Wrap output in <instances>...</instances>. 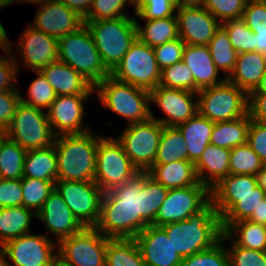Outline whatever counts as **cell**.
I'll return each mask as SVG.
<instances>
[{
  "label": "cell",
  "instance_id": "cell-1",
  "mask_svg": "<svg viewBox=\"0 0 266 266\" xmlns=\"http://www.w3.org/2000/svg\"><path fill=\"white\" fill-rule=\"evenodd\" d=\"M168 189L147 172L103 194L95 228L111 239H134L156 218Z\"/></svg>",
  "mask_w": 266,
  "mask_h": 266
},
{
  "label": "cell",
  "instance_id": "cell-2",
  "mask_svg": "<svg viewBox=\"0 0 266 266\" xmlns=\"http://www.w3.org/2000/svg\"><path fill=\"white\" fill-rule=\"evenodd\" d=\"M162 228L182 258L213 247L223 234L221 218L212 201L186 220L169 223Z\"/></svg>",
  "mask_w": 266,
  "mask_h": 266
},
{
  "label": "cell",
  "instance_id": "cell-3",
  "mask_svg": "<svg viewBox=\"0 0 266 266\" xmlns=\"http://www.w3.org/2000/svg\"><path fill=\"white\" fill-rule=\"evenodd\" d=\"M93 131L56 136L57 181H94L98 140Z\"/></svg>",
  "mask_w": 266,
  "mask_h": 266
},
{
  "label": "cell",
  "instance_id": "cell-4",
  "mask_svg": "<svg viewBox=\"0 0 266 266\" xmlns=\"http://www.w3.org/2000/svg\"><path fill=\"white\" fill-rule=\"evenodd\" d=\"M101 60L111 73L137 40V20L133 17L84 21Z\"/></svg>",
  "mask_w": 266,
  "mask_h": 266
},
{
  "label": "cell",
  "instance_id": "cell-5",
  "mask_svg": "<svg viewBox=\"0 0 266 266\" xmlns=\"http://www.w3.org/2000/svg\"><path fill=\"white\" fill-rule=\"evenodd\" d=\"M58 61L71 66L94 86L110 76L86 24L58 39Z\"/></svg>",
  "mask_w": 266,
  "mask_h": 266
},
{
  "label": "cell",
  "instance_id": "cell-6",
  "mask_svg": "<svg viewBox=\"0 0 266 266\" xmlns=\"http://www.w3.org/2000/svg\"><path fill=\"white\" fill-rule=\"evenodd\" d=\"M100 103L113 113L128 119V124L148 120L150 116V92L120 82L112 76L95 86Z\"/></svg>",
  "mask_w": 266,
  "mask_h": 266
},
{
  "label": "cell",
  "instance_id": "cell-7",
  "mask_svg": "<svg viewBox=\"0 0 266 266\" xmlns=\"http://www.w3.org/2000/svg\"><path fill=\"white\" fill-rule=\"evenodd\" d=\"M198 113L211 122L235 120L248 113V95L227 79L197 92Z\"/></svg>",
  "mask_w": 266,
  "mask_h": 266
},
{
  "label": "cell",
  "instance_id": "cell-8",
  "mask_svg": "<svg viewBox=\"0 0 266 266\" xmlns=\"http://www.w3.org/2000/svg\"><path fill=\"white\" fill-rule=\"evenodd\" d=\"M139 172L116 138L101 136L96 151L94 182L104 193L128 182Z\"/></svg>",
  "mask_w": 266,
  "mask_h": 266
},
{
  "label": "cell",
  "instance_id": "cell-9",
  "mask_svg": "<svg viewBox=\"0 0 266 266\" xmlns=\"http://www.w3.org/2000/svg\"><path fill=\"white\" fill-rule=\"evenodd\" d=\"M6 131L8 139L18 143L26 151L52 146L56 138L47 112L21 101Z\"/></svg>",
  "mask_w": 266,
  "mask_h": 266
},
{
  "label": "cell",
  "instance_id": "cell-10",
  "mask_svg": "<svg viewBox=\"0 0 266 266\" xmlns=\"http://www.w3.org/2000/svg\"><path fill=\"white\" fill-rule=\"evenodd\" d=\"M110 76L120 82L152 91L161 79L154 49L137 38Z\"/></svg>",
  "mask_w": 266,
  "mask_h": 266
},
{
  "label": "cell",
  "instance_id": "cell-11",
  "mask_svg": "<svg viewBox=\"0 0 266 266\" xmlns=\"http://www.w3.org/2000/svg\"><path fill=\"white\" fill-rule=\"evenodd\" d=\"M163 125L153 118L128 124L116 138L124 152L140 172H147L154 164Z\"/></svg>",
  "mask_w": 266,
  "mask_h": 266
},
{
  "label": "cell",
  "instance_id": "cell-12",
  "mask_svg": "<svg viewBox=\"0 0 266 266\" xmlns=\"http://www.w3.org/2000/svg\"><path fill=\"white\" fill-rule=\"evenodd\" d=\"M54 188L83 227L96 226L104 192L94 181L61 180Z\"/></svg>",
  "mask_w": 266,
  "mask_h": 266
},
{
  "label": "cell",
  "instance_id": "cell-13",
  "mask_svg": "<svg viewBox=\"0 0 266 266\" xmlns=\"http://www.w3.org/2000/svg\"><path fill=\"white\" fill-rule=\"evenodd\" d=\"M210 201L211 190L200 182L192 186L169 189L151 225L162 227L186 220L190 215L202 210Z\"/></svg>",
  "mask_w": 266,
  "mask_h": 266
},
{
  "label": "cell",
  "instance_id": "cell-14",
  "mask_svg": "<svg viewBox=\"0 0 266 266\" xmlns=\"http://www.w3.org/2000/svg\"><path fill=\"white\" fill-rule=\"evenodd\" d=\"M110 239L95 227H84L79 233L57 242V253L73 266H106V248Z\"/></svg>",
  "mask_w": 266,
  "mask_h": 266
},
{
  "label": "cell",
  "instance_id": "cell-15",
  "mask_svg": "<svg viewBox=\"0 0 266 266\" xmlns=\"http://www.w3.org/2000/svg\"><path fill=\"white\" fill-rule=\"evenodd\" d=\"M196 95L197 92L158 85L150 91V103L158 105L166 116L156 119L152 111L150 116L163 126L176 127L198 113Z\"/></svg>",
  "mask_w": 266,
  "mask_h": 266
},
{
  "label": "cell",
  "instance_id": "cell-16",
  "mask_svg": "<svg viewBox=\"0 0 266 266\" xmlns=\"http://www.w3.org/2000/svg\"><path fill=\"white\" fill-rule=\"evenodd\" d=\"M31 3L41 6L30 25L57 39L77 31L85 24L84 18L60 0H32Z\"/></svg>",
  "mask_w": 266,
  "mask_h": 266
},
{
  "label": "cell",
  "instance_id": "cell-17",
  "mask_svg": "<svg viewBox=\"0 0 266 266\" xmlns=\"http://www.w3.org/2000/svg\"><path fill=\"white\" fill-rule=\"evenodd\" d=\"M56 245L46 235L28 233L3 246L6 256L13 263H9V266H49L52 257L57 253Z\"/></svg>",
  "mask_w": 266,
  "mask_h": 266
},
{
  "label": "cell",
  "instance_id": "cell-18",
  "mask_svg": "<svg viewBox=\"0 0 266 266\" xmlns=\"http://www.w3.org/2000/svg\"><path fill=\"white\" fill-rule=\"evenodd\" d=\"M91 95H58L47 111L48 120L56 136L80 134L91 130L83 124V101Z\"/></svg>",
  "mask_w": 266,
  "mask_h": 266
},
{
  "label": "cell",
  "instance_id": "cell-19",
  "mask_svg": "<svg viewBox=\"0 0 266 266\" xmlns=\"http://www.w3.org/2000/svg\"><path fill=\"white\" fill-rule=\"evenodd\" d=\"M18 40L22 64L34 71H40L50 63L58 61V39L28 25Z\"/></svg>",
  "mask_w": 266,
  "mask_h": 266
},
{
  "label": "cell",
  "instance_id": "cell-20",
  "mask_svg": "<svg viewBox=\"0 0 266 266\" xmlns=\"http://www.w3.org/2000/svg\"><path fill=\"white\" fill-rule=\"evenodd\" d=\"M145 266H181L183 258L162 228L148 225L135 238Z\"/></svg>",
  "mask_w": 266,
  "mask_h": 266
},
{
  "label": "cell",
  "instance_id": "cell-21",
  "mask_svg": "<svg viewBox=\"0 0 266 266\" xmlns=\"http://www.w3.org/2000/svg\"><path fill=\"white\" fill-rule=\"evenodd\" d=\"M179 37L186 45L207 46L220 22L204 7L176 8Z\"/></svg>",
  "mask_w": 266,
  "mask_h": 266
},
{
  "label": "cell",
  "instance_id": "cell-22",
  "mask_svg": "<svg viewBox=\"0 0 266 266\" xmlns=\"http://www.w3.org/2000/svg\"><path fill=\"white\" fill-rule=\"evenodd\" d=\"M37 217L44 222L45 228L56 235L58 242L84 228L55 188L44 201L41 210L36 214Z\"/></svg>",
  "mask_w": 266,
  "mask_h": 266
},
{
  "label": "cell",
  "instance_id": "cell-23",
  "mask_svg": "<svg viewBox=\"0 0 266 266\" xmlns=\"http://www.w3.org/2000/svg\"><path fill=\"white\" fill-rule=\"evenodd\" d=\"M264 198L266 193L258 185L244 196H211L223 232L234 222L248 220Z\"/></svg>",
  "mask_w": 266,
  "mask_h": 266
},
{
  "label": "cell",
  "instance_id": "cell-24",
  "mask_svg": "<svg viewBox=\"0 0 266 266\" xmlns=\"http://www.w3.org/2000/svg\"><path fill=\"white\" fill-rule=\"evenodd\" d=\"M40 72L52 85L56 95H92L95 86L71 66L56 61Z\"/></svg>",
  "mask_w": 266,
  "mask_h": 266
},
{
  "label": "cell",
  "instance_id": "cell-25",
  "mask_svg": "<svg viewBox=\"0 0 266 266\" xmlns=\"http://www.w3.org/2000/svg\"><path fill=\"white\" fill-rule=\"evenodd\" d=\"M182 61L191 69L194 77V92L221 84L224 76L218 80L219 70L215 66L208 46L186 45Z\"/></svg>",
  "mask_w": 266,
  "mask_h": 266
},
{
  "label": "cell",
  "instance_id": "cell-26",
  "mask_svg": "<svg viewBox=\"0 0 266 266\" xmlns=\"http://www.w3.org/2000/svg\"><path fill=\"white\" fill-rule=\"evenodd\" d=\"M231 149L209 144L195 163L197 179L210 190L229 175ZM207 173L206 176L204 175ZM208 175V176H207Z\"/></svg>",
  "mask_w": 266,
  "mask_h": 266
},
{
  "label": "cell",
  "instance_id": "cell-27",
  "mask_svg": "<svg viewBox=\"0 0 266 266\" xmlns=\"http://www.w3.org/2000/svg\"><path fill=\"white\" fill-rule=\"evenodd\" d=\"M266 72V57L256 51L239 53L228 78L247 95L254 91Z\"/></svg>",
  "mask_w": 266,
  "mask_h": 266
},
{
  "label": "cell",
  "instance_id": "cell-28",
  "mask_svg": "<svg viewBox=\"0 0 266 266\" xmlns=\"http://www.w3.org/2000/svg\"><path fill=\"white\" fill-rule=\"evenodd\" d=\"M176 127L180 130L185 140L187 160L195 164L201 157L202 152L210 144L214 122H211L206 117L196 113L188 121H185Z\"/></svg>",
  "mask_w": 266,
  "mask_h": 266
},
{
  "label": "cell",
  "instance_id": "cell-29",
  "mask_svg": "<svg viewBox=\"0 0 266 266\" xmlns=\"http://www.w3.org/2000/svg\"><path fill=\"white\" fill-rule=\"evenodd\" d=\"M147 173L168 190L196 185L199 182L195 171V164L189 160L153 165Z\"/></svg>",
  "mask_w": 266,
  "mask_h": 266
},
{
  "label": "cell",
  "instance_id": "cell-30",
  "mask_svg": "<svg viewBox=\"0 0 266 266\" xmlns=\"http://www.w3.org/2000/svg\"><path fill=\"white\" fill-rule=\"evenodd\" d=\"M23 177L57 181V154L55 146L29 150L26 152L23 166Z\"/></svg>",
  "mask_w": 266,
  "mask_h": 266
},
{
  "label": "cell",
  "instance_id": "cell-31",
  "mask_svg": "<svg viewBox=\"0 0 266 266\" xmlns=\"http://www.w3.org/2000/svg\"><path fill=\"white\" fill-rule=\"evenodd\" d=\"M250 123L249 113L235 120L214 122L210 144L226 149L246 144Z\"/></svg>",
  "mask_w": 266,
  "mask_h": 266
},
{
  "label": "cell",
  "instance_id": "cell-32",
  "mask_svg": "<svg viewBox=\"0 0 266 266\" xmlns=\"http://www.w3.org/2000/svg\"><path fill=\"white\" fill-rule=\"evenodd\" d=\"M221 239L244 248L266 251V226L249 220L234 222L223 232Z\"/></svg>",
  "mask_w": 266,
  "mask_h": 266
},
{
  "label": "cell",
  "instance_id": "cell-33",
  "mask_svg": "<svg viewBox=\"0 0 266 266\" xmlns=\"http://www.w3.org/2000/svg\"><path fill=\"white\" fill-rule=\"evenodd\" d=\"M36 214L24 206L0 208V245L30 233V223Z\"/></svg>",
  "mask_w": 266,
  "mask_h": 266
},
{
  "label": "cell",
  "instance_id": "cell-34",
  "mask_svg": "<svg viewBox=\"0 0 266 266\" xmlns=\"http://www.w3.org/2000/svg\"><path fill=\"white\" fill-rule=\"evenodd\" d=\"M144 21H146L145 27L137 22V37L142 43L152 48L179 38L176 14L171 17Z\"/></svg>",
  "mask_w": 266,
  "mask_h": 266
},
{
  "label": "cell",
  "instance_id": "cell-35",
  "mask_svg": "<svg viewBox=\"0 0 266 266\" xmlns=\"http://www.w3.org/2000/svg\"><path fill=\"white\" fill-rule=\"evenodd\" d=\"M187 160V147L180 130L175 126H163L153 165H163Z\"/></svg>",
  "mask_w": 266,
  "mask_h": 266
},
{
  "label": "cell",
  "instance_id": "cell-36",
  "mask_svg": "<svg viewBox=\"0 0 266 266\" xmlns=\"http://www.w3.org/2000/svg\"><path fill=\"white\" fill-rule=\"evenodd\" d=\"M208 49L217 69L227 72L226 78L229 77L235 67L238 53L233 48L227 28L220 23L216 33L208 43Z\"/></svg>",
  "mask_w": 266,
  "mask_h": 266
},
{
  "label": "cell",
  "instance_id": "cell-37",
  "mask_svg": "<svg viewBox=\"0 0 266 266\" xmlns=\"http://www.w3.org/2000/svg\"><path fill=\"white\" fill-rule=\"evenodd\" d=\"M106 266H145L135 239H110L106 248Z\"/></svg>",
  "mask_w": 266,
  "mask_h": 266
},
{
  "label": "cell",
  "instance_id": "cell-38",
  "mask_svg": "<svg viewBox=\"0 0 266 266\" xmlns=\"http://www.w3.org/2000/svg\"><path fill=\"white\" fill-rule=\"evenodd\" d=\"M26 152L18 143L7 139L0 151V178L21 179Z\"/></svg>",
  "mask_w": 266,
  "mask_h": 266
},
{
  "label": "cell",
  "instance_id": "cell-39",
  "mask_svg": "<svg viewBox=\"0 0 266 266\" xmlns=\"http://www.w3.org/2000/svg\"><path fill=\"white\" fill-rule=\"evenodd\" d=\"M263 166L261 158L247 143L231 149L229 174L256 176Z\"/></svg>",
  "mask_w": 266,
  "mask_h": 266
},
{
  "label": "cell",
  "instance_id": "cell-40",
  "mask_svg": "<svg viewBox=\"0 0 266 266\" xmlns=\"http://www.w3.org/2000/svg\"><path fill=\"white\" fill-rule=\"evenodd\" d=\"M21 187L22 206L37 214L50 192L54 189V183L52 181L22 177Z\"/></svg>",
  "mask_w": 266,
  "mask_h": 266
},
{
  "label": "cell",
  "instance_id": "cell-41",
  "mask_svg": "<svg viewBox=\"0 0 266 266\" xmlns=\"http://www.w3.org/2000/svg\"><path fill=\"white\" fill-rule=\"evenodd\" d=\"M38 76L34 79L28 88V98L20 95V100L26 105L39 109H49L51 103L56 99L57 95L52 85L47 81L40 71H34Z\"/></svg>",
  "mask_w": 266,
  "mask_h": 266
},
{
  "label": "cell",
  "instance_id": "cell-42",
  "mask_svg": "<svg viewBox=\"0 0 266 266\" xmlns=\"http://www.w3.org/2000/svg\"><path fill=\"white\" fill-rule=\"evenodd\" d=\"M257 185L256 176L229 174L211 189V196H244Z\"/></svg>",
  "mask_w": 266,
  "mask_h": 266
},
{
  "label": "cell",
  "instance_id": "cell-43",
  "mask_svg": "<svg viewBox=\"0 0 266 266\" xmlns=\"http://www.w3.org/2000/svg\"><path fill=\"white\" fill-rule=\"evenodd\" d=\"M159 85L194 92V77L188 65L181 60L161 70Z\"/></svg>",
  "mask_w": 266,
  "mask_h": 266
},
{
  "label": "cell",
  "instance_id": "cell-44",
  "mask_svg": "<svg viewBox=\"0 0 266 266\" xmlns=\"http://www.w3.org/2000/svg\"><path fill=\"white\" fill-rule=\"evenodd\" d=\"M222 24L227 28L230 42L238 54L256 51L255 33L241 18L228 20Z\"/></svg>",
  "mask_w": 266,
  "mask_h": 266
},
{
  "label": "cell",
  "instance_id": "cell-45",
  "mask_svg": "<svg viewBox=\"0 0 266 266\" xmlns=\"http://www.w3.org/2000/svg\"><path fill=\"white\" fill-rule=\"evenodd\" d=\"M221 239L213 247L183 258L181 266H229V254Z\"/></svg>",
  "mask_w": 266,
  "mask_h": 266
},
{
  "label": "cell",
  "instance_id": "cell-46",
  "mask_svg": "<svg viewBox=\"0 0 266 266\" xmlns=\"http://www.w3.org/2000/svg\"><path fill=\"white\" fill-rule=\"evenodd\" d=\"M126 4L132 5L130 0H92V6L84 21H98L129 17L124 12Z\"/></svg>",
  "mask_w": 266,
  "mask_h": 266
},
{
  "label": "cell",
  "instance_id": "cell-47",
  "mask_svg": "<svg viewBox=\"0 0 266 266\" xmlns=\"http://www.w3.org/2000/svg\"><path fill=\"white\" fill-rule=\"evenodd\" d=\"M246 0H205L207 9L220 23L240 19L245 10Z\"/></svg>",
  "mask_w": 266,
  "mask_h": 266
},
{
  "label": "cell",
  "instance_id": "cell-48",
  "mask_svg": "<svg viewBox=\"0 0 266 266\" xmlns=\"http://www.w3.org/2000/svg\"><path fill=\"white\" fill-rule=\"evenodd\" d=\"M175 11L174 0H143L134 8L135 15L143 20L171 17Z\"/></svg>",
  "mask_w": 266,
  "mask_h": 266
},
{
  "label": "cell",
  "instance_id": "cell-49",
  "mask_svg": "<svg viewBox=\"0 0 266 266\" xmlns=\"http://www.w3.org/2000/svg\"><path fill=\"white\" fill-rule=\"evenodd\" d=\"M241 19L255 36H266V0L247 1Z\"/></svg>",
  "mask_w": 266,
  "mask_h": 266
},
{
  "label": "cell",
  "instance_id": "cell-50",
  "mask_svg": "<svg viewBox=\"0 0 266 266\" xmlns=\"http://www.w3.org/2000/svg\"><path fill=\"white\" fill-rule=\"evenodd\" d=\"M229 266H266V251H258L236 245L227 249Z\"/></svg>",
  "mask_w": 266,
  "mask_h": 266
},
{
  "label": "cell",
  "instance_id": "cell-51",
  "mask_svg": "<svg viewBox=\"0 0 266 266\" xmlns=\"http://www.w3.org/2000/svg\"><path fill=\"white\" fill-rule=\"evenodd\" d=\"M186 44L179 37L162 45L154 47L157 65L160 70L182 60Z\"/></svg>",
  "mask_w": 266,
  "mask_h": 266
},
{
  "label": "cell",
  "instance_id": "cell-52",
  "mask_svg": "<svg viewBox=\"0 0 266 266\" xmlns=\"http://www.w3.org/2000/svg\"><path fill=\"white\" fill-rule=\"evenodd\" d=\"M20 93L14 90L0 91V130L6 131L15 114L20 100Z\"/></svg>",
  "mask_w": 266,
  "mask_h": 266
},
{
  "label": "cell",
  "instance_id": "cell-53",
  "mask_svg": "<svg viewBox=\"0 0 266 266\" xmlns=\"http://www.w3.org/2000/svg\"><path fill=\"white\" fill-rule=\"evenodd\" d=\"M22 206L21 179L0 178V208Z\"/></svg>",
  "mask_w": 266,
  "mask_h": 266
},
{
  "label": "cell",
  "instance_id": "cell-54",
  "mask_svg": "<svg viewBox=\"0 0 266 266\" xmlns=\"http://www.w3.org/2000/svg\"><path fill=\"white\" fill-rule=\"evenodd\" d=\"M10 53L11 50L6 51L9 58L0 56V91L14 90L17 87L15 81L17 82V74L20 72L19 62H16V57L12 58Z\"/></svg>",
  "mask_w": 266,
  "mask_h": 266
},
{
  "label": "cell",
  "instance_id": "cell-55",
  "mask_svg": "<svg viewBox=\"0 0 266 266\" xmlns=\"http://www.w3.org/2000/svg\"><path fill=\"white\" fill-rule=\"evenodd\" d=\"M247 144L266 164V124L251 120L247 135Z\"/></svg>",
  "mask_w": 266,
  "mask_h": 266
},
{
  "label": "cell",
  "instance_id": "cell-56",
  "mask_svg": "<svg viewBox=\"0 0 266 266\" xmlns=\"http://www.w3.org/2000/svg\"><path fill=\"white\" fill-rule=\"evenodd\" d=\"M248 113L251 120L266 124V94L248 95Z\"/></svg>",
  "mask_w": 266,
  "mask_h": 266
},
{
  "label": "cell",
  "instance_id": "cell-57",
  "mask_svg": "<svg viewBox=\"0 0 266 266\" xmlns=\"http://www.w3.org/2000/svg\"><path fill=\"white\" fill-rule=\"evenodd\" d=\"M66 4L70 9L85 18L92 6V0H60Z\"/></svg>",
  "mask_w": 266,
  "mask_h": 266
},
{
  "label": "cell",
  "instance_id": "cell-58",
  "mask_svg": "<svg viewBox=\"0 0 266 266\" xmlns=\"http://www.w3.org/2000/svg\"><path fill=\"white\" fill-rule=\"evenodd\" d=\"M248 220L266 226V198L261 201Z\"/></svg>",
  "mask_w": 266,
  "mask_h": 266
},
{
  "label": "cell",
  "instance_id": "cell-59",
  "mask_svg": "<svg viewBox=\"0 0 266 266\" xmlns=\"http://www.w3.org/2000/svg\"><path fill=\"white\" fill-rule=\"evenodd\" d=\"M205 0H174L176 8H199L204 6Z\"/></svg>",
  "mask_w": 266,
  "mask_h": 266
},
{
  "label": "cell",
  "instance_id": "cell-60",
  "mask_svg": "<svg viewBox=\"0 0 266 266\" xmlns=\"http://www.w3.org/2000/svg\"><path fill=\"white\" fill-rule=\"evenodd\" d=\"M9 38H7L6 31L3 27V25L0 22V48L3 49L5 52L9 51L11 48V43L8 41Z\"/></svg>",
  "mask_w": 266,
  "mask_h": 266
},
{
  "label": "cell",
  "instance_id": "cell-61",
  "mask_svg": "<svg viewBox=\"0 0 266 266\" xmlns=\"http://www.w3.org/2000/svg\"><path fill=\"white\" fill-rule=\"evenodd\" d=\"M49 266H73V265L68 260H66L62 255L56 253L52 257Z\"/></svg>",
  "mask_w": 266,
  "mask_h": 266
},
{
  "label": "cell",
  "instance_id": "cell-62",
  "mask_svg": "<svg viewBox=\"0 0 266 266\" xmlns=\"http://www.w3.org/2000/svg\"><path fill=\"white\" fill-rule=\"evenodd\" d=\"M256 52L266 57V36H255Z\"/></svg>",
  "mask_w": 266,
  "mask_h": 266
},
{
  "label": "cell",
  "instance_id": "cell-63",
  "mask_svg": "<svg viewBox=\"0 0 266 266\" xmlns=\"http://www.w3.org/2000/svg\"><path fill=\"white\" fill-rule=\"evenodd\" d=\"M256 177L258 186L261 187L266 193V164L257 173Z\"/></svg>",
  "mask_w": 266,
  "mask_h": 266
},
{
  "label": "cell",
  "instance_id": "cell-64",
  "mask_svg": "<svg viewBox=\"0 0 266 266\" xmlns=\"http://www.w3.org/2000/svg\"><path fill=\"white\" fill-rule=\"evenodd\" d=\"M250 94H266V72L260 80L257 88Z\"/></svg>",
  "mask_w": 266,
  "mask_h": 266
},
{
  "label": "cell",
  "instance_id": "cell-65",
  "mask_svg": "<svg viewBox=\"0 0 266 266\" xmlns=\"http://www.w3.org/2000/svg\"><path fill=\"white\" fill-rule=\"evenodd\" d=\"M0 246V266H9V262L7 261V259H5V248L3 245Z\"/></svg>",
  "mask_w": 266,
  "mask_h": 266
},
{
  "label": "cell",
  "instance_id": "cell-66",
  "mask_svg": "<svg viewBox=\"0 0 266 266\" xmlns=\"http://www.w3.org/2000/svg\"><path fill=\"white\" fill-rule=\"evenodd\" d=\"M25 3L28 1V3L32 2V0H0V8L2 7H6L7 5L9 4H12V3H17V2H24Z\"/></svg>",
  "mask_w": 266,
  "mask_h": 266
},
{
  "label": "cell",
  "instance_id": "cell-67",
  "mask_svg": "<svg viewBox=\"0 0 266 266\" xmlns=\"http://www.w3.org/2000/svg\"><path fill=\"white\" fill-rule=\"evenodd\" d=\"M8 139L7 131L0 130V151L4 142Z\"/></svg>",
  "mask_w": 266,
  "mask_h": 266
},
{
  "label": "cell",
  "instance_id": "cell-68",
  "mask_svg": "<svg viewBox=\"0 0 266 266\" xmlns=\"http://www.w3.org/2000/svg\"><path fill=\"white\" fill-rule=\"evenodd\" d=\"M142 1H143V0H130L131 4H132L133 6H135V7H136L138 4H140Z\"/></svg>",
  "mask_w": 266,
  "mask_h": 266
}]
</instances>
